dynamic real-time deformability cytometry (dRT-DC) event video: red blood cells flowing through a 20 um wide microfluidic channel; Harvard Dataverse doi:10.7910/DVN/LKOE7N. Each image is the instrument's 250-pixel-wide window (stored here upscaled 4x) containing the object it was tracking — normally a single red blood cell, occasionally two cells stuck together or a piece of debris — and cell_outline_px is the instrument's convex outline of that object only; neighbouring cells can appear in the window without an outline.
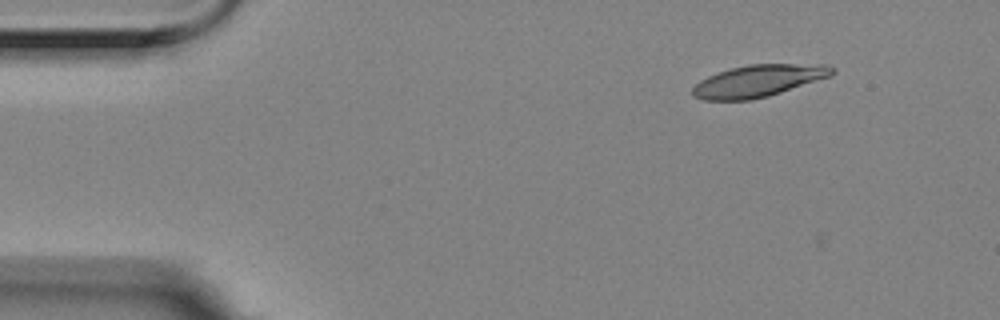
{"species": "Egyptian fruit bat (a non-hibernating species)", "species_latin": "Rousettus aegyptiacus", "temperature_condition": "room temperature", "stored_images_in_passage": 4, "camera_frame_rate_fps": 3000, "um_per_image_px": 0.085, "animal": {"sex": "female"}, "frame": {"image": 1, "passage_image": 2, "time_ms": 0.333, "image_size_px": [1000, 320], "cell_outline_px": [[836, 72], [832, 76], [768, 96], [752, 100], [704, 100], [692, 96], [692, 88], [700, 80], [708, 76], [732, 68], [748, 64], [828, 64], [836, 68]], "centroid_in_image_um": [64.51, 6.87], "position_along_channel_um": 20.5, "area_um2": 26.13}}